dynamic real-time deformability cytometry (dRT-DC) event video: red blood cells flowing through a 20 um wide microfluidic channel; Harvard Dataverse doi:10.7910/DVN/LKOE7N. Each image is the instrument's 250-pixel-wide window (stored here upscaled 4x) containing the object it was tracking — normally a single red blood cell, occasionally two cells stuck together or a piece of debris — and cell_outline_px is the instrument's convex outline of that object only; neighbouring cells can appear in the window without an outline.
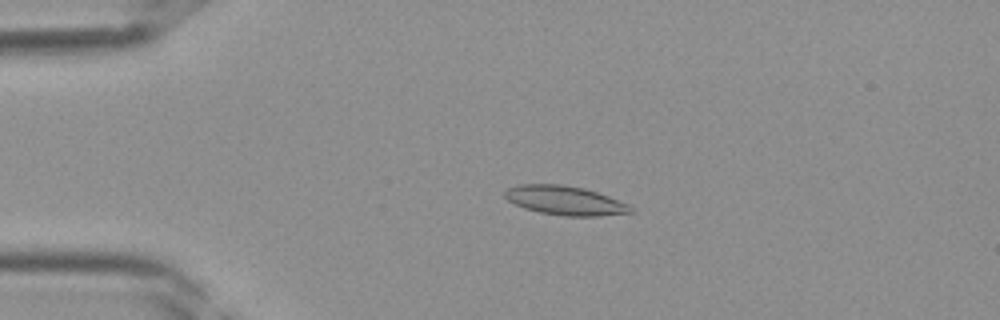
{"species": "Egyptian fruit bat (a non-hibernating species)", "species_latin": "Rousettus aegyptiacus", "temperature_condition": "room temperature", "stored_images_in_passage": 30, "camera_frame_rate_fps": 3000, "um_per_image_px": 0.085, "frame": {"image": 1, "passage_image": 4, "time_ms": 1.0, "image_size_px": [1000, 320], "cell_outline_px": [[632, 212], [600, 216], [564, 216], [540, 212], [524, 208], [508, 200], [504, 196], [504, 192], [508, 188], [516, 184], [560, 184], [584, 188], [608, 196], [628, 204], [632, 208]], "centroid_in_image_um": [48.0, 17.03], "position_along_channel_um": 37.0, "area_um2": 21.21}}
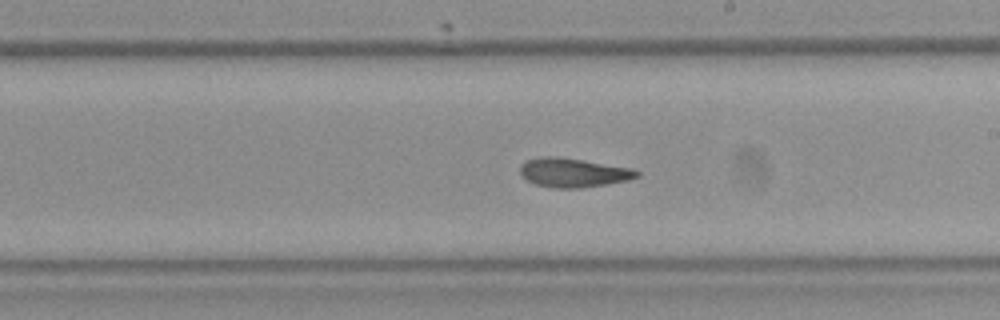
{"frame": {"image": 2, "passage_image": 18, "time_ms": 5.667, "image_size_px": [1000, 320], "cell_outline_px": [[640, 176], [628, 180], [608, 184], [580, 188], [556, 188], [536, 184], [528, 180], [520, 172], [520, 164], [524, 160], [540, 156], [556, 156], [584, 160], [632, 168], [640, 172]], "centroid_in_image_um": [48.73, 14.66], "position_along_channel_um": 240.3, "area_um2": 19.88}}
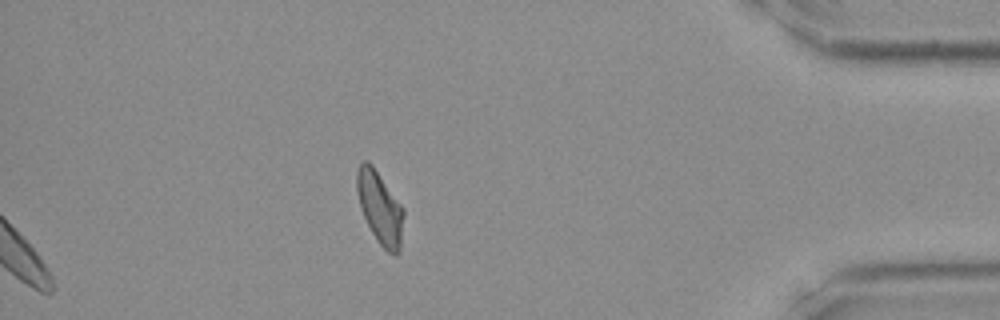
{"frame": {"image": 3, "passage_image": 30, "time_ms": 9.667, "image_size_px": [1000, 320], "cell_outline_px": [[404, 216], [400, 252], [396, 256], [388, 252], [376, 240], [360, 208], [356, 188], [356, 172], [360, 164], [364, 160], [368, 160], [372, 164], [404, 208]], "centroid_in_image_um": [32.3, 17.66], "position_along_channel_um": 402.9, "area_um2": 19.88}}